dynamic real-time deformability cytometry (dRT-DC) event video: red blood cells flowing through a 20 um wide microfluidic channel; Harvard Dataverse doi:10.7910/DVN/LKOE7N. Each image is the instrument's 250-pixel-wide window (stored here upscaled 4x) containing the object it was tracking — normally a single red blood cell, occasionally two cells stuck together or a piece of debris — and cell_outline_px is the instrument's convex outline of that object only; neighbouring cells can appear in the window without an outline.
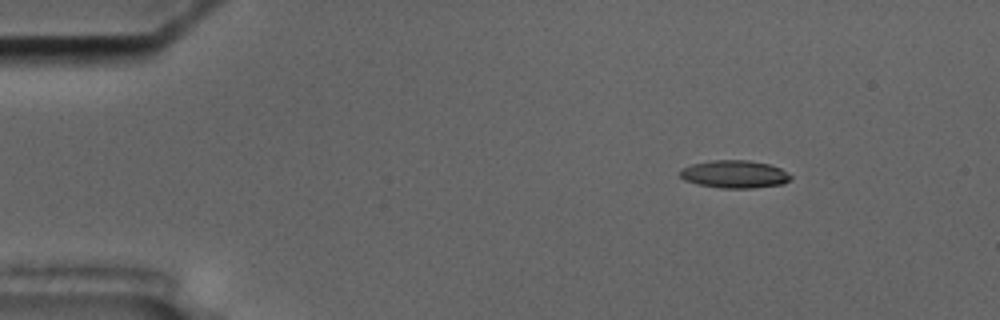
{"species": "common noctule bat (a hibernating species)", "species_latin": "Nyctalus noctula", "temperature_condition": "cold", "stored_images_in_passage": 6, "camera_frame_rate_fps": 3000, "um_per_image_px": 0.085, "animal": {"sex": "male", "body_mass_g": 17.5, "forearm_length_mm": 52.3}, "frame": {"image": 1, "passage_image": 2, "time_ms": 1.333, "image_size_px": [1000, 320], "cell_outline_px": [[792, 176], [784, 184], [752, 188], [720, 188], [700, 184], [684, 180], [680, 176], [680, 168], [692, 164], [708, 160], [748, 160], [768, 164], [780, 168]], "centroid_in_image_um": [62.41, 14.8], "position_along_channel_um": 22.6, "area_um2": 17.86}}
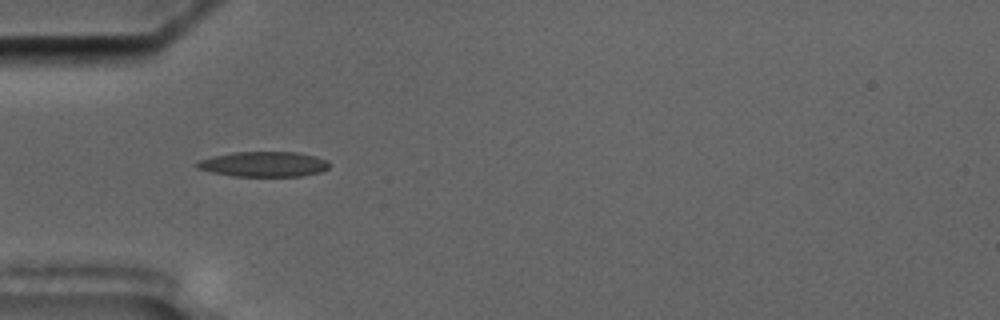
{"frame": {"image": 2, "passage_image": 5, "time_ms": 4.667, "image_size_px": [1000, 320], "cell_outline_px": [[328, 168], [320, 172], [300, 176], [232, 176], [212, 172], [196, 168], [196, 160], [212, 156], [236, 152], [296, 152], [328, 160]], "centroid_in_image_um": [22.36, 13.95], "position_along_channel_um": 62.6, "area_um2": 19.31}}